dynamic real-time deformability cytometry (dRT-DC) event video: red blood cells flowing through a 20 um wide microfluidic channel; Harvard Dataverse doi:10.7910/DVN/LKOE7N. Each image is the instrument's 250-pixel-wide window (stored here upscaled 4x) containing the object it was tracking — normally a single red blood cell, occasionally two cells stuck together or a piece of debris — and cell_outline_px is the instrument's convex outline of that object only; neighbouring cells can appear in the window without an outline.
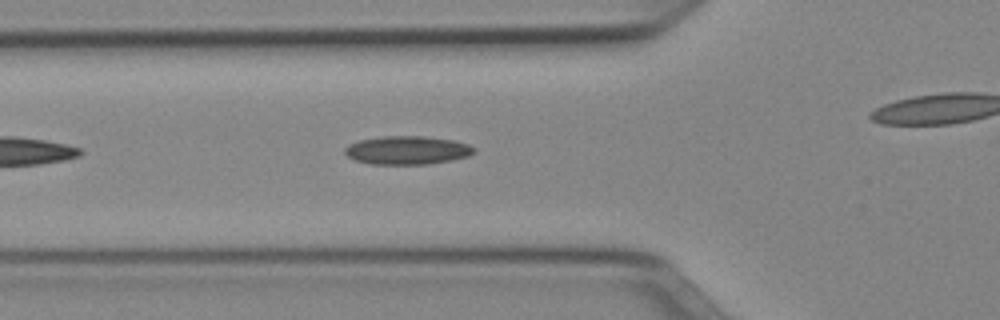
{"species": "Egyptian fruit bat (a non-hibernating species)", "species_latin": "Rousettus aegyptiacus", "temperature_condition": "cold", "stored_images_in_passage": 40, "camera_frame_rate_fps": 3000, "um_per_image_px": 0.085, "animal": {"sex": "female"}, "frame": {"image": 1, "passage_image": 6, "time_ms": 1.667, "image_size_px": [1000, 320], "cell_outline_px": [[476, 152], [468, 156], [428, 164], [372, 164], [356, 160], [348, 156], [344, 152], [344, 148], [348, 144], [360, 140], [380, 136], [424, 136], [452, 140], [468, 144], [476, 148]], "centroid_in_image_um": [34.6, 12.76], "position_along_channel_um": 91.2, "area_um2": 21.33}}
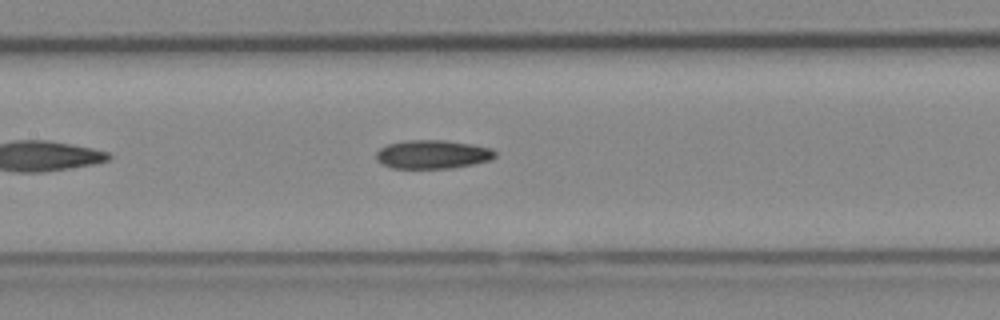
{"frame": {"image": 2, "passage_image": 12, "time_ms": 3.667, "image_size_px": [1000, 320], "cell_outline_px": [[496, 156], [492, 160], [452, 168], [392, 168], [380, 164], [376, 160], [376, 152], [380, 148], [388, 144], [404, 140], [444, 140], [472, 144], [492, 148], [496, 152]], "centroid_in_image_um": [36.76, 13.12], "position_along_channel_um": 170.6, "area_um2": 20.06}}
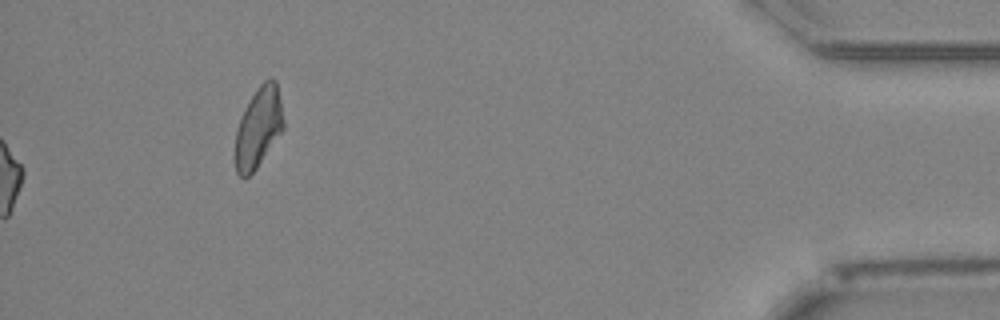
{"frame": {"image": 3, "passage_image": 40, "time_ms": 13.0, "image_size_px": [1000, 320], "cell_outline_px": [[284, 128], [256, 168], [248, 176], [240, 176], [236, 172], [232, 156], [236, 128], [256, 88], [264, 80], [272, 76], [276, 80], [284, 120]], "centroid_in_image_um": [21.93, 10.85], "position_along_channel_um": 413.3, "area_um2": 22.72}, "authors_computed_cell_mechanics": {"area_um2": 19.3341, "velocity_mm_per_s": 3.9739, "shape_relaxation_time_tau1_ms": null, "shape_relaxation_time_tau2_ms": 6.8874, "deformation_change_tau1": null, "deformation_change_tau2": 0.1643}}